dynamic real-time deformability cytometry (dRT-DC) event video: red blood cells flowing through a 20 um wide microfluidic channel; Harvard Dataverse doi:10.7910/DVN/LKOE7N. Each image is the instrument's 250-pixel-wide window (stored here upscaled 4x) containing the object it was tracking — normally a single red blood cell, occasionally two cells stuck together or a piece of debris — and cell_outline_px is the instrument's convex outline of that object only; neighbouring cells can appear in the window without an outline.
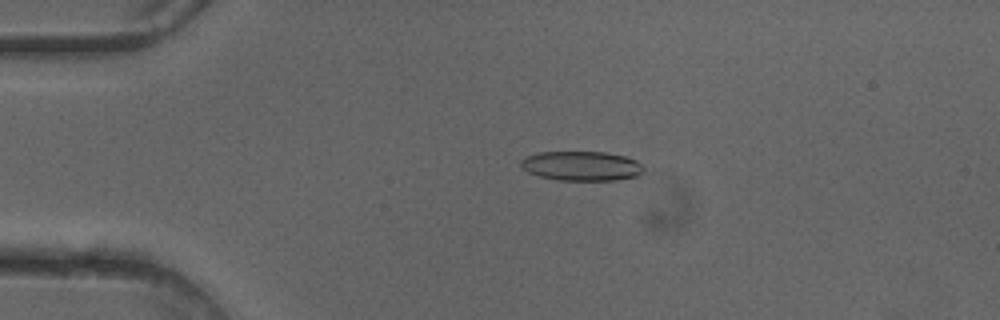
{"species": "common noctule bat (a hibernating species)", "species_latin": "Nyctalus noctula", "temperature_condition": "cold", "stored_images_in_passage": 50, "camera_frame_rate_fps": 3000, "um_per_image_px": 0.085, "animal": {"sex": "female"}, "frame": {"image": 1, "passage_image": 11, "time_ms": 3.333, "image_size_px": [1000, 320], "cell_outline_px": [[644, 172], [636, 176], [616, 180], [556, 180], [540, 176], [528, 172], [520, 164], [520, 160], [524, 156], [540, 152], [604, 152], [624, 156], [636, 160], [644, 168]], "centroid_in_image_um": [49.42, 14.1], "position_along_channel_um": 35.6, "area_um2": 21.1}}
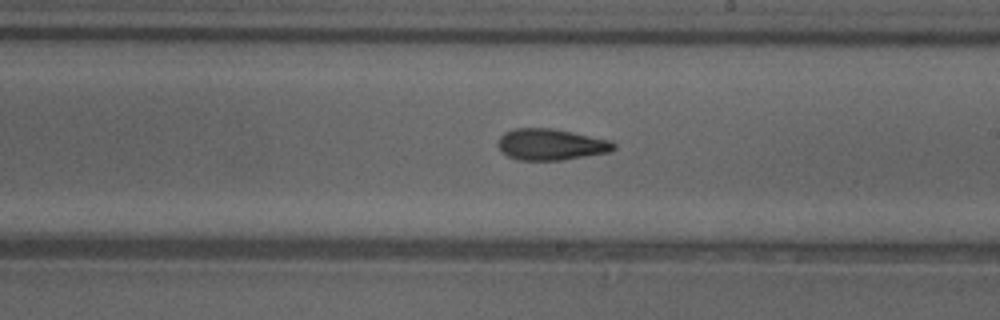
{"frame": {"image": 2, "passage_image": 29, "time_ms": 9.333, "image_size_px": [1000, 320], "cell_outline_px": [[616, 148], [608, 152], [560, 160], [516, 160], [508, 156], [496, 144], [500, 136], [504, 132], [516, 128], [552, 128], [612, 140], [616, 144]], "centroid_in_image_um": [46.82, 12.27], "position_along_channel_um": 242.2, "area_um2": 21.1}}
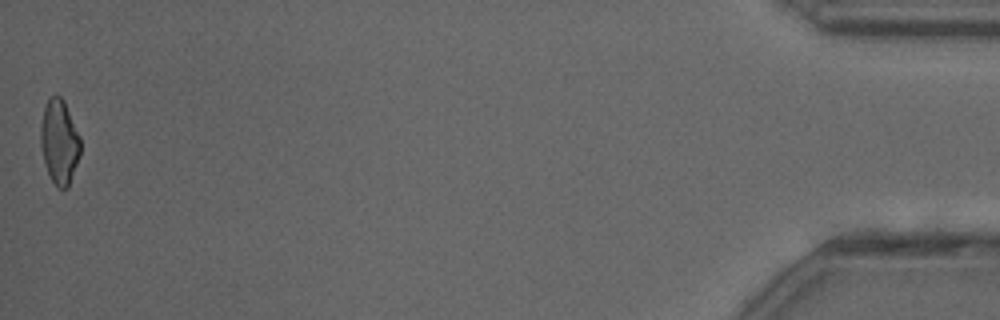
{"frame": {"image": 3, "passage_image": 50, "time_ms": 16.333, "image_size_px": [1000, 320], "cell_outline_px": [[80, 156], [68, 188], [56, 188], [44, 164], [40, 144], [40, 124], [44, 108], [48, 96], [56, 92], [64, 100], [80, 136]], "centroid_in_image_um": [5.03, 12.02], "position_along_channel_um": 430.2, "area_um2": 20.0}, "authors_computed_cell_mechanics": {"area_um2": 21.0681, "velocity_mm_per_s": 4.1179, "shape_relaxation_time_tau1_ms": 7.8306, "shape_relaxation_time_tau2_ms": 4.1232, "deformation_change_tau1": 0.1885, "deformation_change_tau2": 0.1235}}